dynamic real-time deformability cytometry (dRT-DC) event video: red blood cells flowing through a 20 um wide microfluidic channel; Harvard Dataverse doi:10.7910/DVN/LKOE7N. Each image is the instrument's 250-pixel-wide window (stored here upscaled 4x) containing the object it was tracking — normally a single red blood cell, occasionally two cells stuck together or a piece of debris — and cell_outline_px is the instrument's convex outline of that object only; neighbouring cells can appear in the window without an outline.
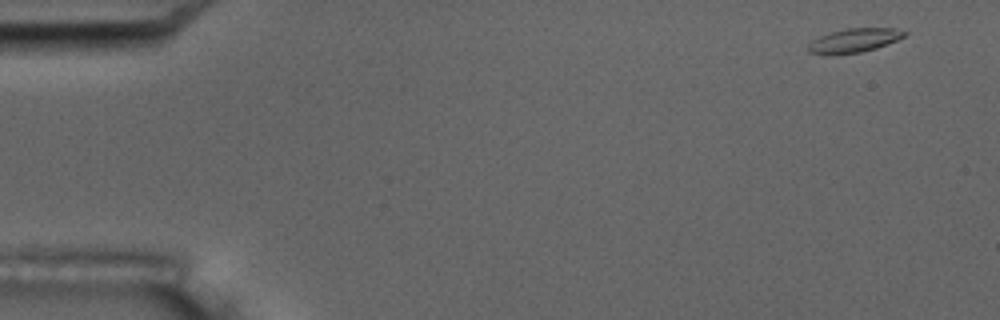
{"species": "common noctule bat (a hibernating species)", "species_latin": "Nyctalus noctula", "temperature_condition": "room temperature", "stored_images_in_passage": 6, "segment_of_instrument_passage": [2, 2], "camera_frame_rate_fps": 3000, "um_per_image_px": 0.085, "animal": {"sex": "male", "body_mass_g": 17.5, "forearm_length_mm": 52.3}, "frame": {"image": 1, "passage_image": 6, "time_ms": 7.667, "image_size_px": [1000, 320], "cell_outline_px": [[908, 32], [904, 36], [896, 40], [876, 48], [860, 52], [808, 52], [808, 44], [812, 40], [820, 36], [832, 32], [848, 28], [896, 28]], "centroid_in_image_um": [72.67, 3.39], "position_along_channel_um": 12.3, "area_um2": 12.72}}